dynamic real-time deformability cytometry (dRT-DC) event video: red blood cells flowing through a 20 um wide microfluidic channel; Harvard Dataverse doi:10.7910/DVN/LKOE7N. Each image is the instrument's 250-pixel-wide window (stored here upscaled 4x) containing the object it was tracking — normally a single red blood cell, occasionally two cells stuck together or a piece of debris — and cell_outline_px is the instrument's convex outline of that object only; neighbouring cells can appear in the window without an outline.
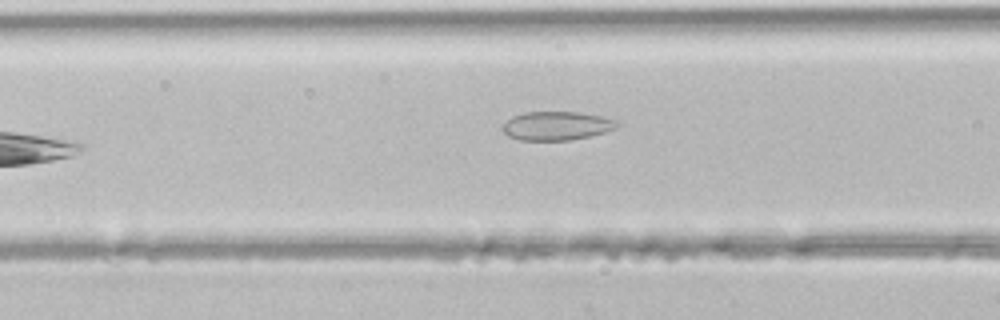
{"species": "common noctule bat (a hibernating species)", "species_latin": "Nyctalus noctula", "temperature_condition": "room temperature", "stored_images_in_passage": 6, "camera_frame_rate_fps": 3000, "um_per_image_px": 0.085, "animal": {"sex": "male", "body_mass_g": 21.5, "forearm_length_mm": 52.0}, "frame": {"image": 1, "passage_image": 6, "time_ms": 1.667, "image_size_px": [1000, 320], "cell_outline_px": [[620, 124], [616, 128], [604, 132], [572, 140], [520, 140], [508, 136], [504, 132], [504, 124], [512, 116], [524, 112], [580, 112], [600, 116], [616, 120]], "centroid_in_image_um": [47.32, 10.69], "position_along_channel_um": 119.3, "area_um2": 19.02}}